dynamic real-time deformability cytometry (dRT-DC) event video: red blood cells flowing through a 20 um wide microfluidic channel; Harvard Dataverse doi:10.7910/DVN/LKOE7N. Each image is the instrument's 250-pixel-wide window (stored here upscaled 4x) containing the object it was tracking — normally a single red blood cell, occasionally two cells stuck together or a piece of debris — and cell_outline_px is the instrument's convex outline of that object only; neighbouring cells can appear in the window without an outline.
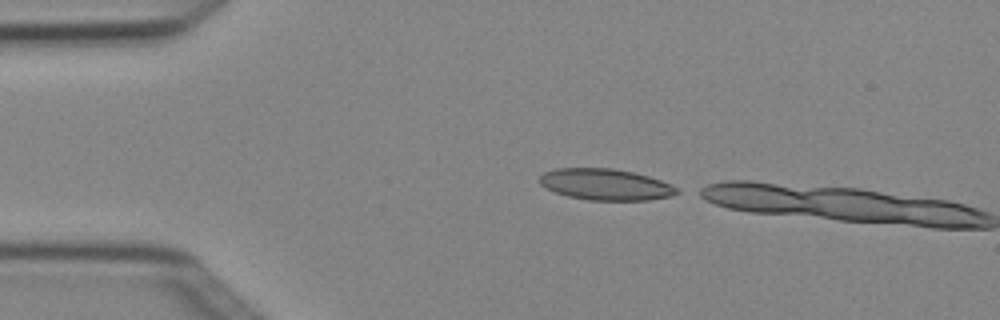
{"species": "Egyptian fruit bat (a non-hibernating species)", "species_latin": "Rousettus aegyptiacus", "temperature_condition": "cold", "stored_images_in_passage": 2, "camera_frame_rate_fps": 3000, "um_per_image_px": 0.085, "animal": {"sex": "female"}, "frame": {"image": 1, "passage_image": 1, "time_ms": 0.0, "image_size_px": [1000, 320], "cell_outline_px": [[680, 192], [672, 196], [648, 200], [588, 200], [568, 196], [556, 192], [540, 184], [536, 180], [544, 172], [556, 168], [612, 168], [632, 172], [648, 176], [672, 184], [680, 188]], "centroid_in_image_um": [51.49, 15.68], "position_along_channel_um": 33.5, "area_um2": 25.14}}